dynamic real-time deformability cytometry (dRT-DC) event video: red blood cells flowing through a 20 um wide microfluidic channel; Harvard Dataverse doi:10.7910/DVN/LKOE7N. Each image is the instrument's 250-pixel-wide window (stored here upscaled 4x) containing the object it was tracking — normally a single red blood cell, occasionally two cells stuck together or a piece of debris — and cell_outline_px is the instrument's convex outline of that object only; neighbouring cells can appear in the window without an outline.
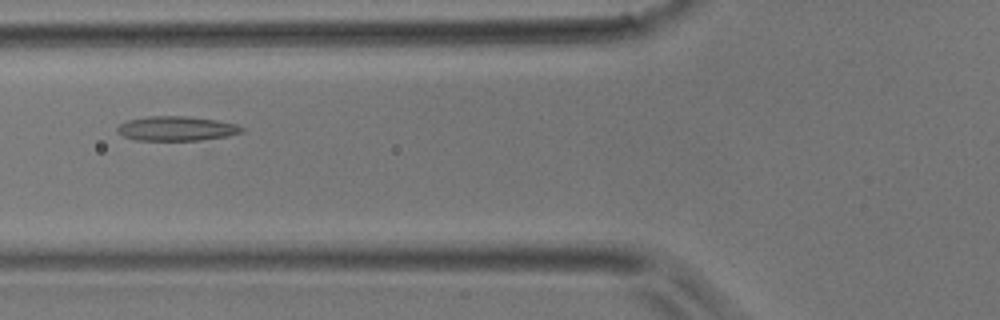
{"species": "common noctule bat (a hibernating species)", "species_latin": "Nyctalus noctula", "temperature_condition": "room temperature", "stored_images_in_passage": 5, "camera_frame_rate_fps": 3000, "um_per_image_px": 0.085, "animal": {"sex": "male", "body_mass_g": 17.9}, "frame": {"image": 1, "passage_image": 5, "time_ms": 1.333, "image_size_px": [1000, 320], "cell_outline_px": [[244, 132], [228, 136], [200, 140], [136, 140], [124, 136], [116, 132], [116, 128], [120, 124], [128, 120], [148, 116], [184, 116], [216, 120], [236, 124], [244, 128]], "centroid_in_image_um": [15.0, 10.93], "position_along_channel_um": 110.8, "area_um2": 17.74}}